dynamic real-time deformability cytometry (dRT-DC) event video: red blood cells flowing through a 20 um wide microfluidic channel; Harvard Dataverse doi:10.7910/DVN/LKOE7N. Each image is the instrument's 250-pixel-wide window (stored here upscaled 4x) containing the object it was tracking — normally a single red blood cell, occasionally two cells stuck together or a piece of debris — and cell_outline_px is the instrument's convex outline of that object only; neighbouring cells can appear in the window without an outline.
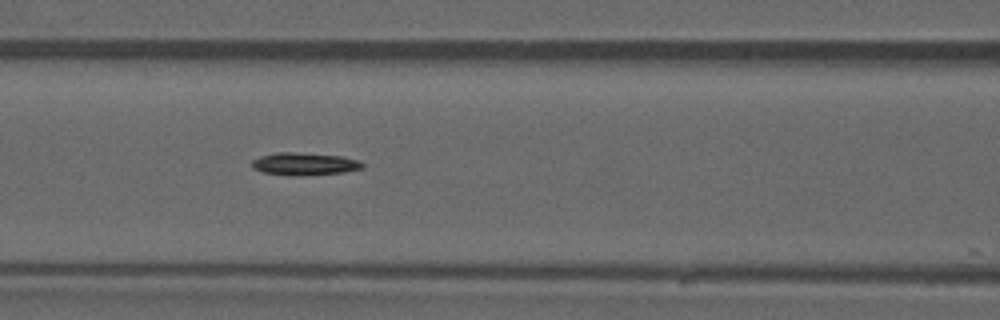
{"species": "common noctule bat (a hibernating species)", "species_latin": "Nyctalus noctula", "temperature_condition": "warm", "stored_images_in_passage": 46, "camera_frame_rate_fps": 3000, "um_per_image_px": 0.085, "animal": {"sex": "male", "forearm_length_mm": 52.5}, "frame": {"image": 1, "passage_image": 20, "time_ms": 6.333, "image_size_px": [1000, 320], "cell_outline_px": [[364, 168], [344, 172], [296, 176], [288, 176], [264, 172], [252, 168], [252, 160], [260, 156], [276, 152], [292, 152], [340, 156], [356, 160], [364, 164]], "centroid_in_image_um": [25.84, 13.94], "position_along_channel_um": 140.8, "area_um2": 14.45}}